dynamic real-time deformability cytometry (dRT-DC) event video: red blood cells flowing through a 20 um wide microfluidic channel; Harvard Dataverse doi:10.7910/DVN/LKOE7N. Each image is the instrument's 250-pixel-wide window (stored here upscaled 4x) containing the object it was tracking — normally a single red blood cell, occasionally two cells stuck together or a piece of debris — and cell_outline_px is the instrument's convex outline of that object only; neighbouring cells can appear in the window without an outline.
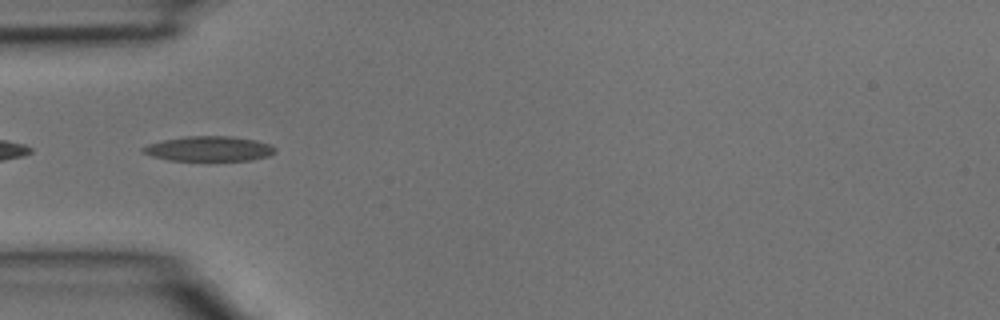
{"species": "common noctule bat (a hibernating species)", "species_latin": "Nyctalus noctula", "temperature_condition": "room temperature", "stored_images_in_passage": 4, "camera_frame_rate_fps": 3000, "um_per_image_px": 0.085, "animal": {"sex": "male", "body_mass_g": 15.6}, "frame": {"image": 1, "passage_image": 4, "time_ms": 1.0, "image_size_px": [1000, 320], "cell_outline_px": [[276, 152], [268, 156], [252, 160], [168, 160], [152, 156], [140, 152], [140, 148], [148, 144], [160, 140], [184, 136], [232, 136], [256, 140], [272, 144], [276, 148]], "centroid_in_image_um": [17.75, 12.63], "position_along_channel_um": 67.2, "area_um2": 19.48}}